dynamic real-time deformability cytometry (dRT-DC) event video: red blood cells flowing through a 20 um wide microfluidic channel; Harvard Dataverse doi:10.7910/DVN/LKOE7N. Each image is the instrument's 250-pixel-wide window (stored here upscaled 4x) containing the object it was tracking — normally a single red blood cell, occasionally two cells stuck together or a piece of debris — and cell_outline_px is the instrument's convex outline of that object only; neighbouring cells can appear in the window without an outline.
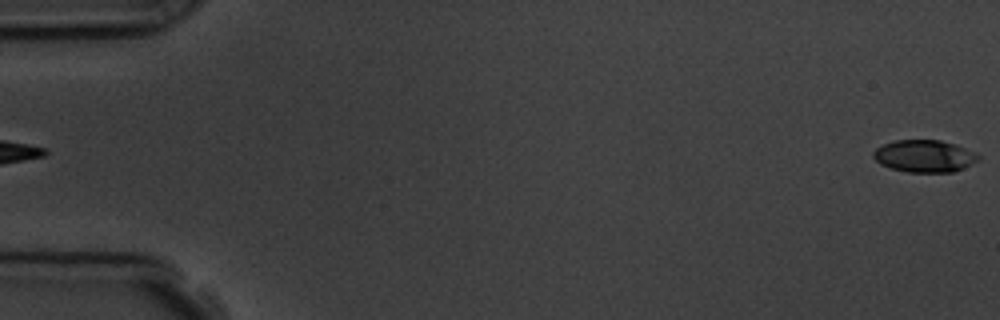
{"species": "common noctule bat (a hibernating species)", "species_latin": "Nyctalus noctula", "temperature_condition": "room temperature", "stored_images_in_passage": 5, "segment_of_instrument_passage": [2, 2], "camera_frame_rate_fps": 3000, "um_per_image_px": 0.085, "animal": {"sex": "male", "body_mass_g": 19.5, "forearm_length_mm": 54.6}, "frame": {"image": 1, "passage_image": 5, "time_ms": 6.333, "image_size_px": [1000, 320], "cell_outline_px": [[980, 156], [972, 164], [964, 168], [952, 172], [908, 172], [892, 168], [880, 164], [872, 156], [872, 152], [876, 148], [884, 144], [896, 140], [940, 140], [956, 144]], "centroid_in_image_um": [78.55, 13.26], "position_along_channel_um": 6.5, "area_um2": 19.54}}